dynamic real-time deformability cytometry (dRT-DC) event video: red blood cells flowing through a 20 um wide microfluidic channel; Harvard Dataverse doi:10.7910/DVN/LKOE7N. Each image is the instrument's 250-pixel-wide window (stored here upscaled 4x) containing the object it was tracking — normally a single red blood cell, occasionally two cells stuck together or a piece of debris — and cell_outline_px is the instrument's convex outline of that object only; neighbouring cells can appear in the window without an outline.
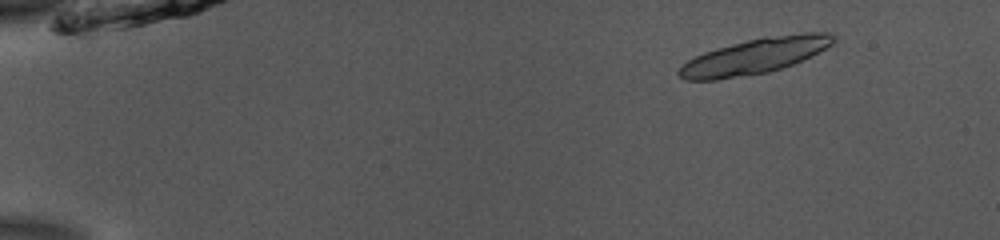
{"species": "common noctule bat (a hibernating species)", "species_latin": "Nyctalus noctula", "temperature_condition": "room temperature", "stored_images_in_passage": 40, "camera_frame_rate_fps": 3000, "um_per_image_px": 0.085, "animal": {"sex": "male", "body_mass_g": 13.0, "forearm_length_mm": 53.1}, "frame": {"image": 1, "passage_image": 5, "time_ms": 1.333, "image_size_px": [1000, 240], "cell_outline_px": [[836, 40], [832, 44], [792, 64], [768, 72], [716, 80], [684, 80], [676, 72], [688, 60], [704, 52], [716, 48], [764, 36], [804, 32], [828, 32], [836, 36]], "centroid_in_image_um": [64.15, 4.76], "position_along_channel_um": 20.9, "area_um2": 31.62}}
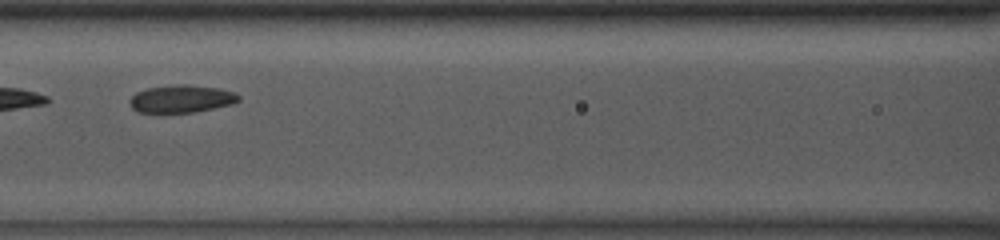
{"frame": {"image": 2, "passage_image": 24, "time_ms": 7.667, "image_size_px": [1000, 240], "cell_outline_px": [[240, 100], [232, 104], [192, 112], [160, 116], [136, 112], [132, 108], [128, 100], [136, 92], [148, 88], [180, 84], [188, 84], [220, 88], [236, 92], [240, 96]], "centroid_in_image_um": [15.36, 8.44], "position_along_channel_um": 151.2, "area_um2": 18.32}}